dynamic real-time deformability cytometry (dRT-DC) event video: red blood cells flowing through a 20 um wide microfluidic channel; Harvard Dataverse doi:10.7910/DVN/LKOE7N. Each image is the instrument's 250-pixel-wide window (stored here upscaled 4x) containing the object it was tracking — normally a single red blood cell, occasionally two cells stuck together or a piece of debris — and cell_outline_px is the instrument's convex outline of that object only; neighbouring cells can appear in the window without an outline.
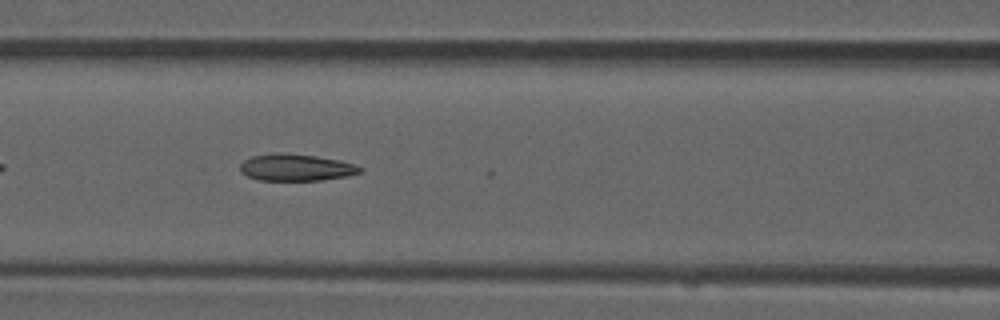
{"species": "common noctule bat (a hibernating species)", "species_latin": "Nyctalus noctula", "temperature_condition": "room temperature", "stored_images_in_passage": 10, "camera_frame_rate_fps": 3000, "um_per_image_px": 0.085, "animal": {"sex": "male", "forearm_length_mm": 52.5}, "frame": {"image": 1, "passage_image": 9, "time_ms": 2.667, "image_size_px": [1000, 320], "cell_outline_px": [[364, 168], [360, 172], [348, 176], [320, 180], [260, 180], [248, 176], [240, 172], [240, 164], [244, 160], [252, 156], [316, 156], [340, 160], [356, 164]], "centroid_in_image_um": [25.24, 14.28], "position_along_channel_um": 141.4, "area_um2": 17.86}}